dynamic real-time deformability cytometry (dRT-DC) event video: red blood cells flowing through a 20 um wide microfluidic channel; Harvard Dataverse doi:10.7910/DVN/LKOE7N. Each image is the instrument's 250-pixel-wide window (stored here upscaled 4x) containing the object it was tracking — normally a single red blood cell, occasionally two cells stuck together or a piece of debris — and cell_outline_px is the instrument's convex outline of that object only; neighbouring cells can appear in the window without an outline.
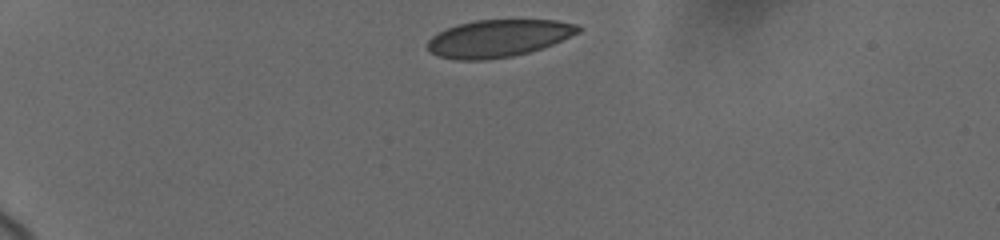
{"species": "human", "species_latin": "Homo sapiens", "temperature_condition": "cold", "stored_images_in_passage": 4, "camera_frame_rate_fps": 3000, "um_per_image_px": 0.085, "donor": {"sex": "female"}, "frame": {"image": 1, "passage_image": 1, "time_ms": 0.0, "image_size_px": [1000, 240], "cell_outline_px": [[580, 32], [552, 44], [528, 52], [512, 56], [488, 60], [456, 60], [436, 56], [428, 48], [428, 40], [432, 36], [456, 24], [476, 20], [556, 20], [576, 24], [580, 28]], "centroid_in_image_um": [42.34, 3.26], "position_along_channel_um": 42.7, "area_um2": 32.6}}
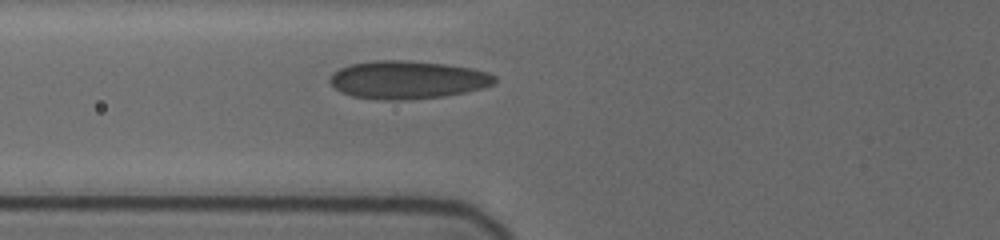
{"frame": {"image": 2, "passage_image": 4, "time_ms": 3.0, "image_size_px": [1000, 240], "cell_outline_px": [[496, 84], [464, 92], [444, 96], [404, 100], [384, 100], [352, 96], [340, 92], [328, 80], [328, 76], [332, 72], [340, 68], [352, 64], [372, 60], [404, 60], [448, 64], [472, 68], [488, 72], [496, 76]], "centroid_in_image_um": [34.63, 6.77], "position_along_channel_um": 91.2, "area_um2": 36.7}}